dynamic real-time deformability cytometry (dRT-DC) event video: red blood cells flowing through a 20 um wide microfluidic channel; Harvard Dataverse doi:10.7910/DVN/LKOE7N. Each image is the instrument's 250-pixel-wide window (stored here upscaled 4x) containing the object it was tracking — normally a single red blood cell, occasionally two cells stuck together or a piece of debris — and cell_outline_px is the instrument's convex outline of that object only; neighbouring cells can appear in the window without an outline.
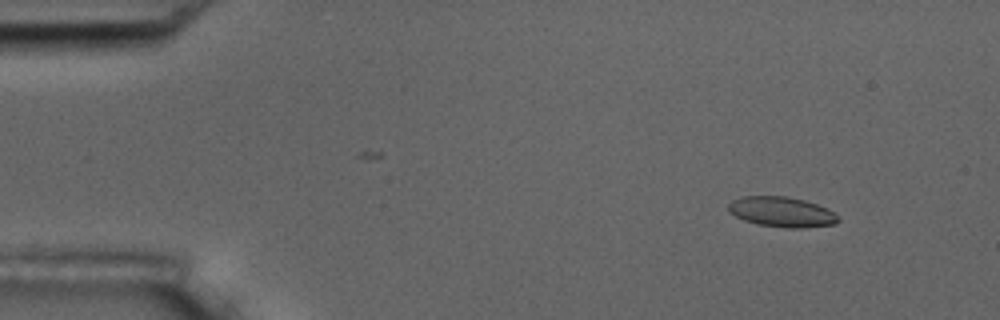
{"species": "common noctule bat (a hibernating species)", "species_latin": "Nyctalus noctula", "temperature_condition": "room temperature", "stored_images_in_passage": 3, "camera_frame_rate_fps": 3000, "um_per_image_px": 0.085, "animal": {"sex": "male", "body_mass_g": 17.5, "forearm_length_mm": 52.3}, "frame": {"image": 1, "passage_image": 1, "time_ms": 0.0, "image_size_px": [1000, 320], "cell_outline_px": [[840, 220], [836, 224], [800, 228], [788, 228], [756, 224], [744, 220], [728, 212], [728, 204], [732, 200], [744, 196], [788, 196], [804, 200], [816, 204], [832, 212]], "centroid_in_image_um": [66.41, 18.01], "position_along_channel_um": 18.6, "area_um2": 19.19}}